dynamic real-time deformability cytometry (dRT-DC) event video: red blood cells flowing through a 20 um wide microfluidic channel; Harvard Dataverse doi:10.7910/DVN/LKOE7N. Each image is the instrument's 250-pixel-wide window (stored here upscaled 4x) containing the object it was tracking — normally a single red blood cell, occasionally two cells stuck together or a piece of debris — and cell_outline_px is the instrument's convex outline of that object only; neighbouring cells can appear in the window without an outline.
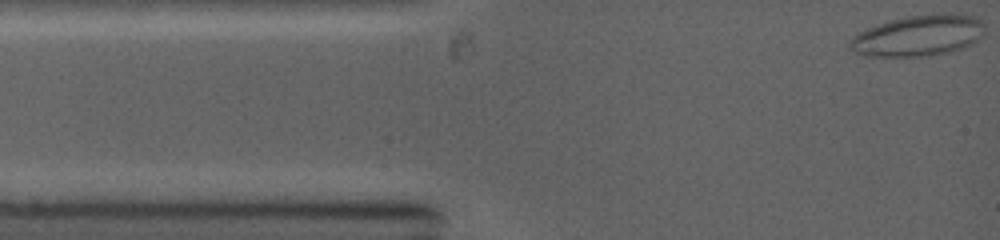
{"species": "common noctule bat (a hibernating species)", "species_latin": "Nyctalus noctula", "temperature_condition": "warm", "stored_images_in_passage": 19, "camera_frame_rate_fps": 5000, "um_per_image_px": 0.085, "animal": {"sex": "female", "body_mass_g": 19.0, "forearm_length_mm": 53.3}, "frame": {"image": 1, "passage_image": 1, "time_ms": 0.0, "image_size_px": [1000, 240], "cell_outline_px": [[984, 24], [980, 36], [972, 44], [948, 52], [928, 56], [868, 56], [856, 52], [848, 44], [848, 40], [852, 36], [868, 28], [892, 20], [908, 16], [952, 12], [972, 16], [980, 20]], "centroid_in_image_um": [78.06, 3.02], "position_along_channel_um": 6.9, "area_um2": 31.85}}
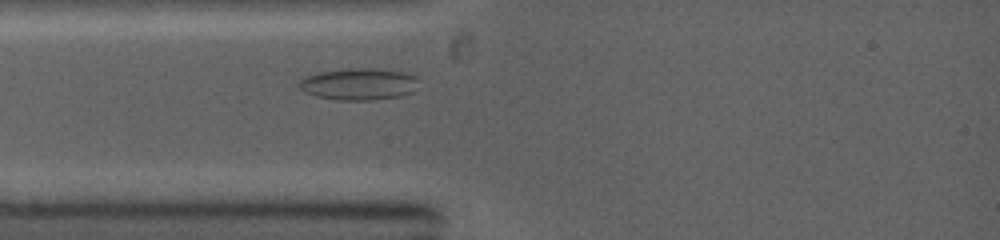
{"frame": {"image": 2, "passage_image": 12, "time_ms": 2.6, "image_size_px": [1000, 240], "cell_outline_px": [[420, 80], [412, 92], [400, 96], [372, 100], [336, 100], [316, 96], [304, 92], [296, 84], [300, 80], [316, 72], [344, 68], [372, 68], [404, 72], [416, 76]], "centroid_in_image_um": [30.48, 7.14], "position_along_channel_um": 54.5, "area_um2": 22.43}}
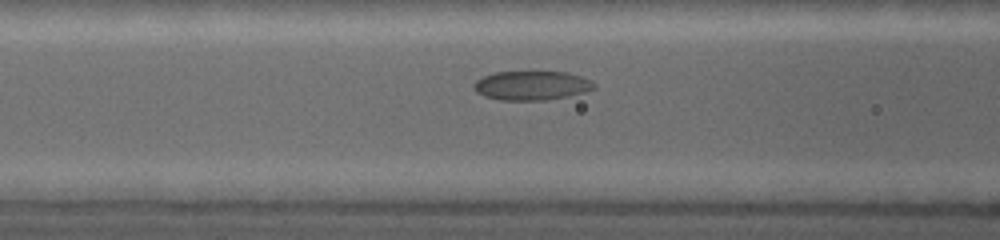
{"frame": {"image": 3, "passage_image": 19, "time_ms": 4.2, "image_size_px": [1000, 240], "cell_outline_px": [[596, 88], [584, 92], [568, 96], [544, 100], [500, 100], [484, 96], [476, 92], [476, 80], [484, 76], [496, 72], [568, 72], [592, 80], [596, 84]], "centroid_in_image_um": [45.24, 7.27], "position_along_channel_um": 121.4, "area_um2": 20.29}}